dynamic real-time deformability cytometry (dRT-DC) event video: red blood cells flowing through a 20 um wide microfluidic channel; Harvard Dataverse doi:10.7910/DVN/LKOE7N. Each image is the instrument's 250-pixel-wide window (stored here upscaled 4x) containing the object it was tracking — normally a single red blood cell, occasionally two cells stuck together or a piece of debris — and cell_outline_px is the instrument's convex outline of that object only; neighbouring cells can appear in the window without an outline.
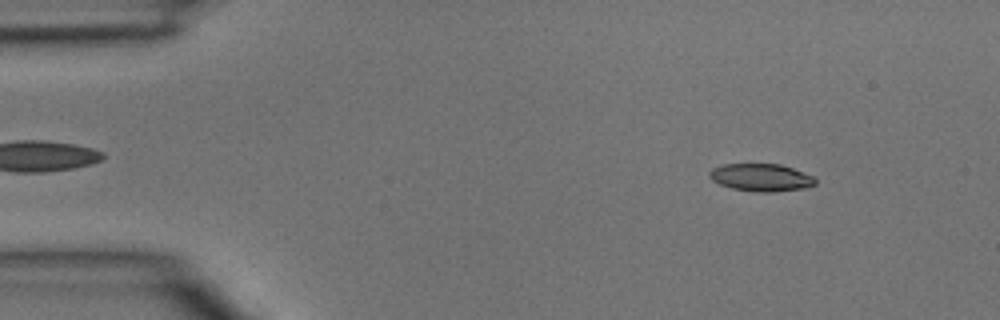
{"species": "common noctule bat (a hibernating species)", "species_latin": "Nyctalus noctula", "temperature_condition": "room temperature", "stored_images_in_passage": 8, "camera_frame_rate_fps": 3000, "um_per_image_px": 0.085, "animal": {"sex": "male", "body_mass_g": 15.6}, "frame": {"image": 1, "passage_image": 5, "time_ms": 1.333, "image_size_px": [1000, 320], "cell_outline_px": [[816, 184], [804, 188], [772, 192], [756, 192], [732, 188], [720, 184], [712, 180], [708, 176], [708, 172], [712, 168], [720, 164], [780, 164], [792, 168], [812, 176], [816, 180]], "centroid_in_image_um": [64.65, 15.08], "position_along_channel_um": 20.4, "area_um2": 16.99}}